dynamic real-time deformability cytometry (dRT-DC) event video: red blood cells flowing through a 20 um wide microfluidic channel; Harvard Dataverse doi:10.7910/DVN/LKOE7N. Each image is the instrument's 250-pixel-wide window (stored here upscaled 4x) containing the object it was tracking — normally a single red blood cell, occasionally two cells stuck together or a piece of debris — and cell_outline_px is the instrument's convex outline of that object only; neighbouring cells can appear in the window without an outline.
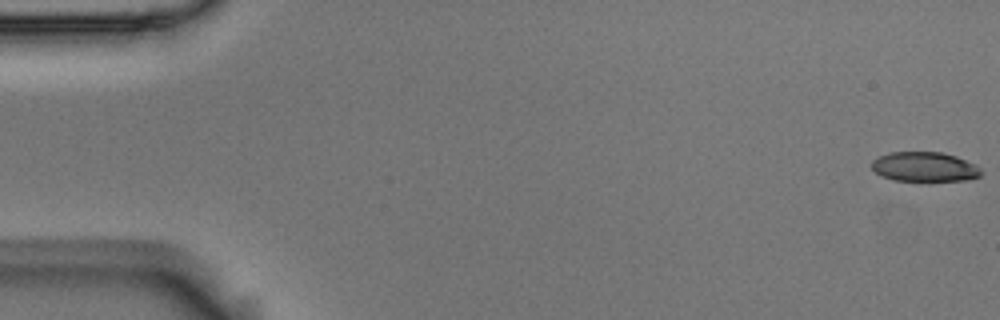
{"species": "Egyptian fruit bat (a non-hibernating species)", "species_latin": "Rousettus aegyptiacus", "temperature_condition": "room temperature", "stored_images_in_passage": 56, "segment_of_instrument_passage": [1, 2], "camera_frame_rate_fps": 3000, "um_per_image_px": 0.085, "animal": {"sex": "male"}, "frame": {"image": 1, "passage_image": 1, "time_ms": 0.0, "image_size_px": [1000, 320], "cell_outline_px": [[984, 172], [980, 176], [968, 180], [892, 180], [880, 176], [872, 168], [872, 160], [880, 156], [892, 152], [944, 152], [956, 156], [976, 164]], "centroid_in_image_um": [78.62, 14.17], "position_along_channel_um": 6.4, "area_um2": 18.9}}
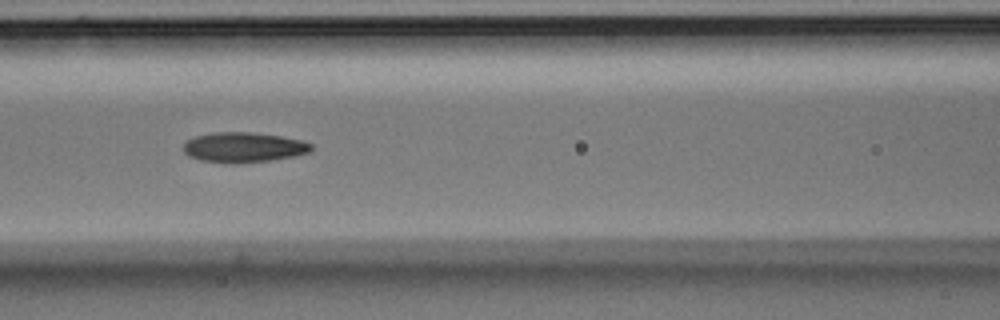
{"frame": {"image": 2, "passage_image": 24, "time_ms": 7.667, "image_size_px": [1000, 320], "cell_outline_px": [[312, 148], [308, 152], [292, 156], [272, 160], [232, 164], [200, 160], [188, 156], [184, 152], [184, 144], [188, 140], [196, 136], [216, 132], [248, 132], [280, 136], [304, 140], [312, 144]], "centroid_in_image_um": [20.7, 12.53], "position_along_channel_um": 145.9, "area_um2": 22.31}}
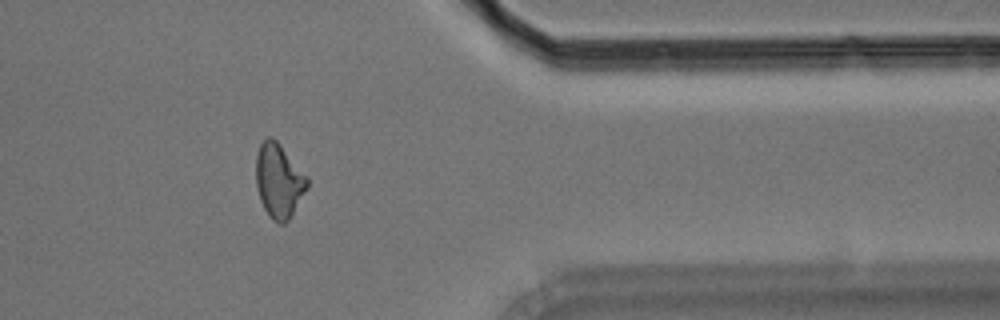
{"frame": {"image": 3, "passage_image": 45, "time_ms": 14.667, "image_size_px": [1000, 320], "cell_outline_px": [[308, 188], [288, 220], [284, 224], [280, 224], [272, 220], [268, 216], [260, 200], [256, 184], [256, 152], [260, 144], [268, 136], [272, 136], [280, 144], [308, 176]], "centroid_in_image_um": [23.7, 15.35], "position_along_channel_um": 387.7, "area_um2": 22.31}}